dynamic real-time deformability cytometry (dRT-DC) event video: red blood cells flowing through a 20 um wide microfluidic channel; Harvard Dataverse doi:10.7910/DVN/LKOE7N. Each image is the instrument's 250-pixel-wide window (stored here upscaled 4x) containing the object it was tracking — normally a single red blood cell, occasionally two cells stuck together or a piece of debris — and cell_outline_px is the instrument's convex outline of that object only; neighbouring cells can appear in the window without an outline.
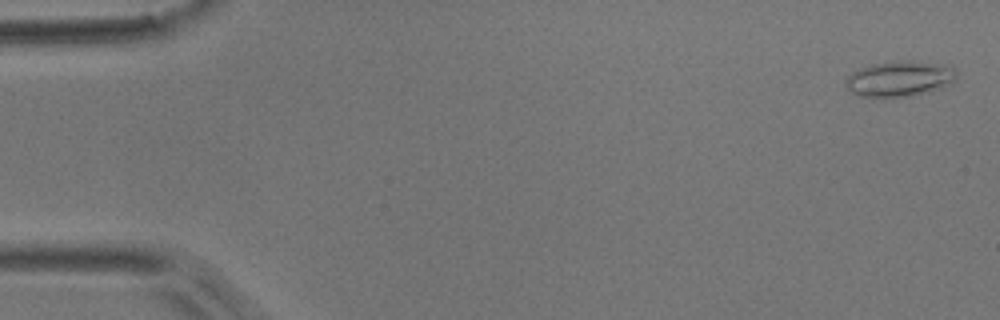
{"species": "common noctule bat (a hibernating species)", "species_latin": "Nyctalus noctula", "temperature_condition": "room temperature", "stored_images_in_passage": 3, "camera_frame_rate_fps": 3000, "um_per_image_px": 0.085, "animal": {"sex": "male", "body_mass_g": 17.9}, "frame": {"image": 1, "passage_image": 1, "time_ms": 0.0, "image_size_px": [1000, 320], "cell_outline_px": [[956, 80], [940, 88], [928, 92], [912, 96], [860, 96], [852, 92], [848, 88], [848, 76], [852, 72], [860, 68], [872, 64], [908, 60], [952, 64], [956, 68]], "centroid_in_image_um": [76.57, 6.66], "position_along_channel_um": 8.4, "area_um2": 22.83}}